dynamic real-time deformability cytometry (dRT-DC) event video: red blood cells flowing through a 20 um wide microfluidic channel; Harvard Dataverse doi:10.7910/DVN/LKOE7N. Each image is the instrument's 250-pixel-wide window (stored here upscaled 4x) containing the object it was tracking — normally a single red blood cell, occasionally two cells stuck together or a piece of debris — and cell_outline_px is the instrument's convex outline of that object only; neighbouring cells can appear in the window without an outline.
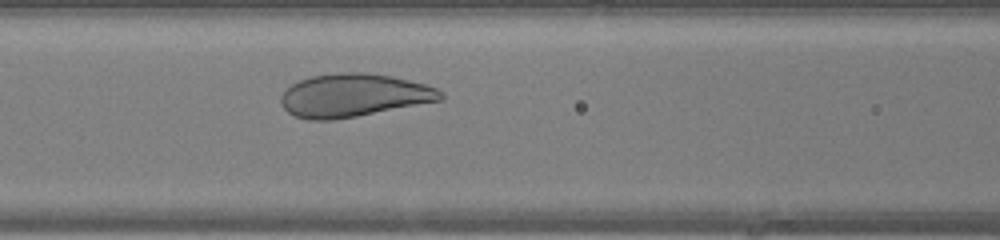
{"species": "human", "species_latin": "Homo sapiens", "temperature_condition": "warm", "stored_images_in_passage": 28, "camera_frame_rate_fps": 3000, "um_per_image_px": 0.085, "donor": {"sex": "female"}, "frame": {"image": 1, "passage_image": 9, "time_ms": 2.667, "image_size_px": [1000, 240], "cell_outline_px": [[444, 100], [356, 116], [332, 120], [308, 120], [296, 116], [288, 112], [284, 108], [280, 100], [280, 96], [284, 88], [300, 80], [312, 76], [336, 72], [364, 72], [392, 76], [424, 84], [436, 88], [444, 96]], "centroid_in_image_um": [30.03, 8.1], "position_along_channel_um": 136.6, "area_um2": 40.17}}
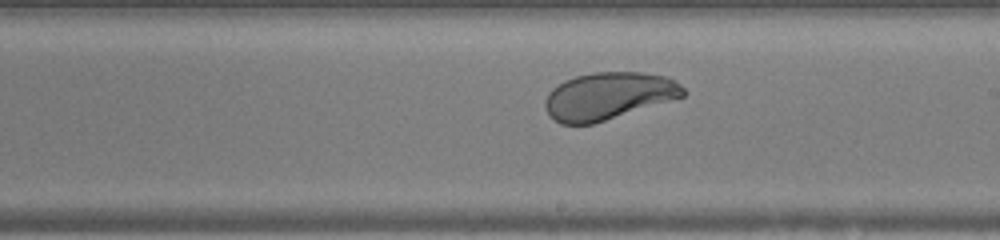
{"frame": {"image": 2, "passage_image": 16, "time_ms": 5.0, "image_size_px": [1000, 240], "cell_outline_px": [[684, 96], [592, 124], [560, 124], [548, 112], [544, 104], [544, 100], [548, 92], [552, 88], [564, 80], [576, 76], [592, 72], [644, 72], [664, 76], [680, 84], [684, 88]], "centroid_in_image_um": [51.68, 8.14], "position_along_channel_um": 237.3, "area_um2": 37.69}}
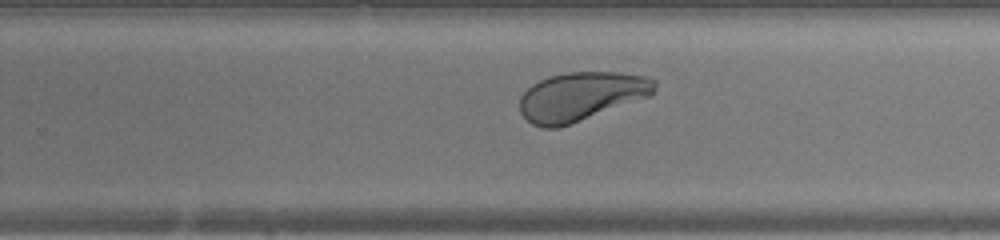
{"frame": {"image": 3, "passage_image": 19, "time_ms": 6.0, "image_size_px": [1000, 240], "cell_outline_px": [[656, 88], [648, 96], [568, 124], [556, 128], [544, 128], [532, 124], [520, 112], [520, 96], [532, 84], [548, 76], [568, 72], [616, 72], [648, 76], [656, 80]], "centroid_in_image_um": [49.36, 8.17], "position_along_channel_um": 280.4, "area_um2": 37.74}}